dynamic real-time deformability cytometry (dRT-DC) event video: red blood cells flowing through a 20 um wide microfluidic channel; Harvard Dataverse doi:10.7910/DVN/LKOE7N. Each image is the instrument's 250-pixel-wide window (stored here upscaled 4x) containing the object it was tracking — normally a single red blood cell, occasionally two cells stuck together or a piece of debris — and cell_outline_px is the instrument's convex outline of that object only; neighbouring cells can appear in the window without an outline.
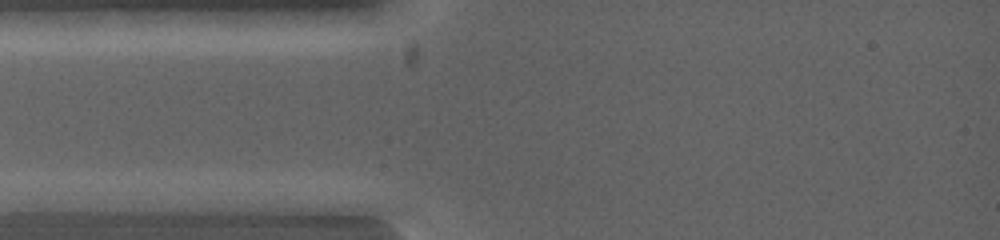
{"species": "common noctule bat (a hibernating species)", "species_latin": "Nyctalus noctula", "temperature_condition": "warm", "stored_images_in_passage": 3, "camera_frame_rate_fps": 5000, "um_per_image_px": 0.085, "animal": {"sex": "female", "body_mass_g": 19.0, "forearm_length_mm": 53.3}, "frame": {"image": 1, "passage_image": 1, "time_ms": 0.0, "image_size_px": [1000, 240], "cell_outline_px": [[116, 200], [88, 212], [28, 212], [16, 208], [16, 200], [64, 192], [112, 192]], "centroid_in_image_um": [5.61, 17.19], "position_along_channel_um": 79.4, "area_um2": 11.56}}